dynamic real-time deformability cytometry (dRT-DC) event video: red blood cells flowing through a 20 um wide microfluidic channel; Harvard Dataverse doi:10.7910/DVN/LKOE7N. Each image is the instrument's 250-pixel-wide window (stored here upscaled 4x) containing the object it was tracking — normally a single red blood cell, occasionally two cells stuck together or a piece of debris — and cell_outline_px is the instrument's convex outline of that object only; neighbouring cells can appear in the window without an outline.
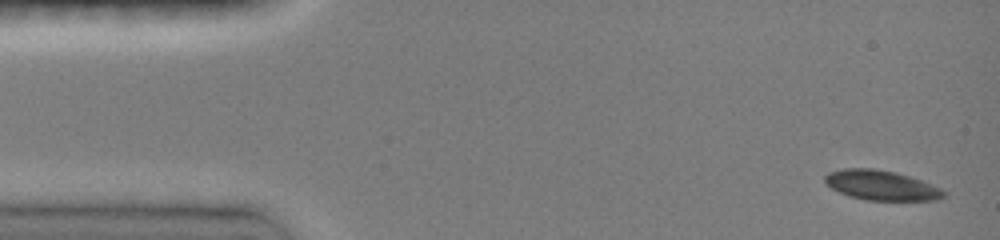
{"species": "common noctule bat (a hibernating species)", "species_latin": "Nyctalus noctula", "temperature_condition": "room temperature", "stored_images_in_passage": 13, "camera_frame_rate_fps": 3000, "um_per_image_px": 0.085, "animal": {"sex": "female", "body_mass_g": 19.0, "forearm_length_mm": 51.5}, "frame": {"image": 1, "passage_image": 1, "time_ms": 0.0, "image_size_px": [1000, 240], "cell_outline_px": [[944, 196], [936, 200], [868, 200], [848, 196], [824, 184], [824, 176], [828, 172], [844, 168], [872, 168], [896, 172], [920, 180], [940, 188], [944, 192]], "centroid_in_image_um": [74.84, 15.74], "position_along_channel_um": 10.2, "area_um2": 20.52}}
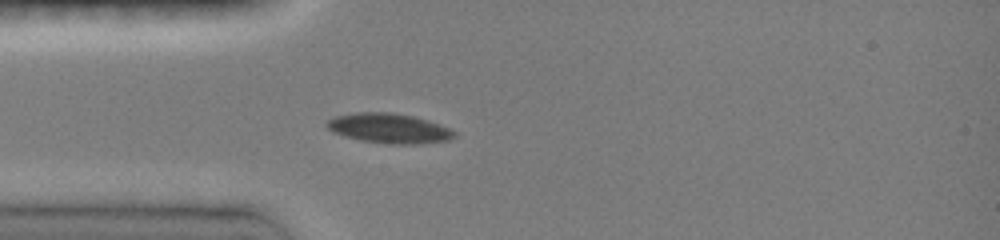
{"frame": {"image": 2, "passage_image": 9, "time_ms": 3.667, "image_size_px": [1000, 240], "cell_outline_px": [[456, 136], [448, 140], [416, 144], [392, 144], [360, 140], [344, 136], [332, 132], [324, 124], [328, 120], [336, 116], [356, 112], [392, 112], [412, 116], [428, 120], [448, 128], [456, 132]], "centroid_in_image_um": [33.04, 10.9], "position_along_channel_um": 52.0, "area_um2": 22.08}}
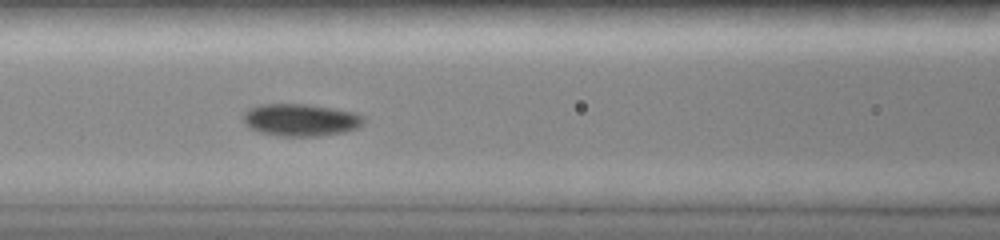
{"frame": {"image": 3, "passage_image": 13, "time_ms": 6.0, "image_size_px": [1000, 240], "cell_outline_px": [[364, 124], [356, 128], [344, 132], [320, 136], [280, 136], [260, 132], [248, 128], [244, 120], [244, 112], [248, 108], [260, 104], [308, 104], [356, 112], [364, 116]], "centroid_in_image_um": [25.56, 10.19], "position_along_channel_um": 141.0, "area_um2": 22.83}}